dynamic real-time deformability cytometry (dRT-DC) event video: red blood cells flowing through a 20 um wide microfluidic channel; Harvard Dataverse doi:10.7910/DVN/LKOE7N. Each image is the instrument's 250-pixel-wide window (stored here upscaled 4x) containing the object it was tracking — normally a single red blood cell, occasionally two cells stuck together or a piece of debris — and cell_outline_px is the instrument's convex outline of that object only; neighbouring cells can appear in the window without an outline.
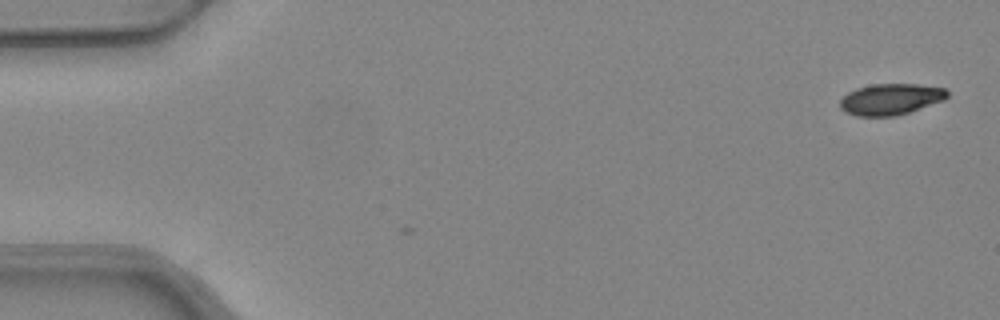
{"species": "common noctule bat (a hibernating species)", "species_latin": "Nyctalus noctula", "temperature_condition": "warm", "stored_images_in_passage": 6, "camera_frame_rate_fps": 3000, "um_per_image_px": 0.085, "animal": {"sex": "female", "body_mass_g": 24.6, "forearm_length_mm": 56.2}, "frame": {"image": 1, "passage_image": 6, "time_ms": 1.667, "image_size_px": [1000, 320], "cell_outline_px": [[948, 96], [944, 100], [896, 116], [856, 116], [844, 112], [840, 108], [840, 100], [848, 92], [856, 88], [872, 84], [916, 84], [944, 88], [948, 92]], "centroid_in_image_um": [75.67, 8.43], "position_along_channel_um": 9.3, "area_um2": 19.48}}